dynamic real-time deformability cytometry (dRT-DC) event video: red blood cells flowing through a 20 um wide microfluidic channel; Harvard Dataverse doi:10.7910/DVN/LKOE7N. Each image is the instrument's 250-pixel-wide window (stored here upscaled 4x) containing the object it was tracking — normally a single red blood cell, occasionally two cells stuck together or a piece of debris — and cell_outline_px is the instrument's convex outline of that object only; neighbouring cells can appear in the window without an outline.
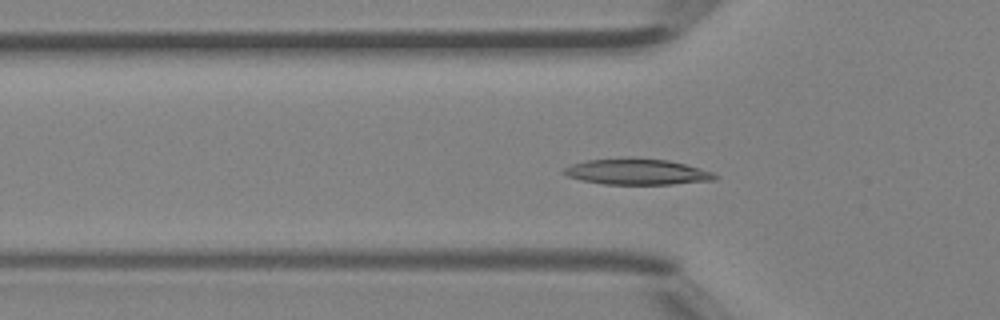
{"species": "Egyptian fruit bat (a non-hibernating species)", "species_latin": "Rousettus aegyptiacus", "temperature_condition": "room temperature", "stored_images_in_passage": 47, "camera_frame_rate_fps": 3000, "um_per_image_px": 0.085, "animal": {"sex": "female"}, "frame": {"image": 1, "passage_image": 16, "time_ms": 5.0, "image_size_px": [1000, 320], "cell_outline_px": [[720, 176], [716, 180], [672, 184], [604, 184], [580, 180], [568, 176], [560, 172], [564, 168], [572, 164], [588, 160], [668, 160], [684, 164], [712, 172]], "centroid_in_image_um": [54.16, 14.64], "position_along_channel_um": 71.6, "area_um2": 21.96}}
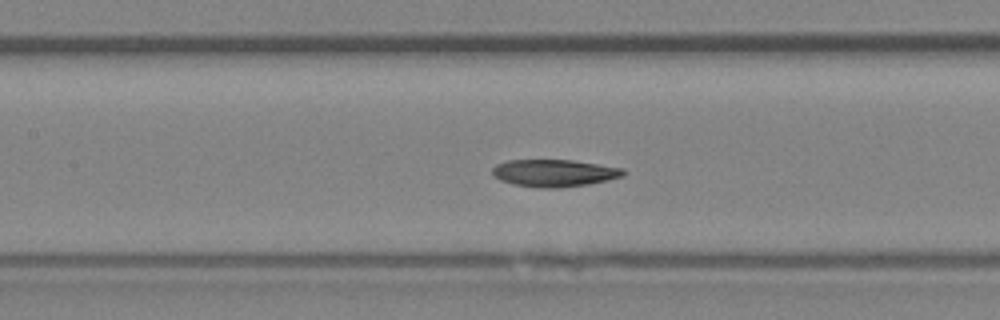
{"frame": {"image": 2, "passage_image": 22, "time_ms": 7.0, "image_size_px": [1000, 320], "cell_outline_px": [[624, 176], [608, 180], [588, 184], [560, 188], [544, 188], [512, 184], [500, 180], [492, 176], [492, 168], [496, 164], [508, 160], [572, 160], [624, 168]], "centroid_in_image_um": [47.09, 14.71], "position_along_channel_um": 160.3, "area_um2": 20.87}}
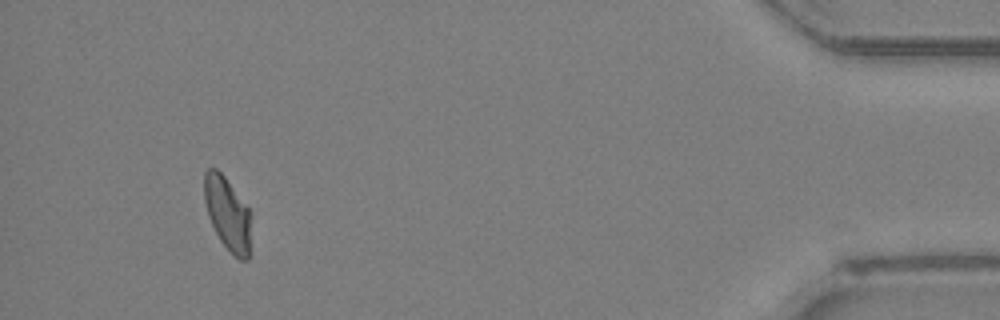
{"frame": {"image": 3, "passage_image": 44, "time_ms": 14.333, "image_size_px": [1000, 320], "cell_outline_px": [[252, 216], [248, 260], [240, 260], [232, 256], [220, 240], [208, 216], [204, 200], [204, 172], [208, 168], [216, 168], [224, 176], [248, 208]], "centroid_in_image_um": [19.35, 18.19], "position_along_channel_um": 415.9, "area_um2": 20.11}, "authors_computed_cell_mechanics": {"area_um2": 21.097, "velocity_mm_per_s": 4.4372, "shape_relaxation_time_tau1_ms": null, "shape_relaxation_time_tau2_ms": 4.3165, "deformation_change_tau1": null, "deformation_change_tau2": 0.0973}}